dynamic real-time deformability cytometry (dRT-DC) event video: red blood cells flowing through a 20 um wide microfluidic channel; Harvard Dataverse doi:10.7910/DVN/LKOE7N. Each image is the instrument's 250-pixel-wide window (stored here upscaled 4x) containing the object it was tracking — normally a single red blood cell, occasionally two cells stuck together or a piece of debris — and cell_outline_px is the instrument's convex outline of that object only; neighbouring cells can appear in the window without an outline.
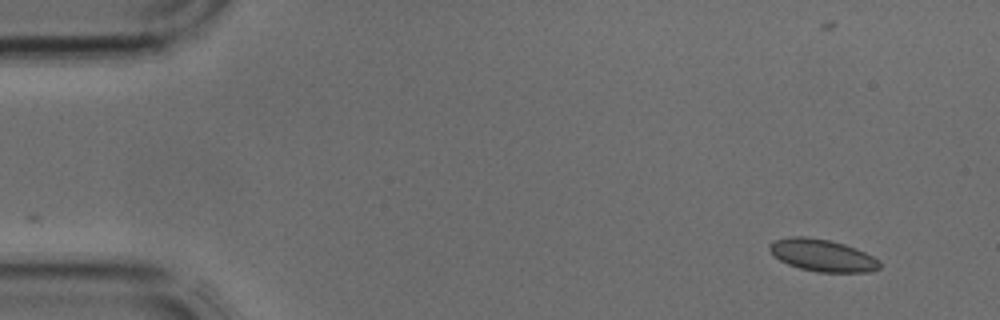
{"species": "common noctule bat (a hibernating species)", "species_latin": "Nyctalus noctula", "temperature_condition": "cold", "stored_images_in_passage": 5, "segment_of_instrument_passage": [2, 2], "camera_frame_rate_fps": 3000, "um_per_image_px": 0.085, "animal": {"sex": "male", "body_mass_g": 17.9, "forearm_length_mm": 54.2}, "frame": {"image": 1, "passage_image": 5, "time_ms": 1.333, "image_size_px": [1000, 320], "cell_outline_px": [[880, 268], [868, 272], [820, 272], [800, 268], [788, 264], [780, 260], [768, 248], [768, 244], [776, 240], [792, 236], [804, 236], [828, 240], [844, 244], [856, 248], [880, 260]], "centroid_in_image_um": [69.92, 21.7], "position_along_channel_um": 15.1, "area_um2": 20.4}}